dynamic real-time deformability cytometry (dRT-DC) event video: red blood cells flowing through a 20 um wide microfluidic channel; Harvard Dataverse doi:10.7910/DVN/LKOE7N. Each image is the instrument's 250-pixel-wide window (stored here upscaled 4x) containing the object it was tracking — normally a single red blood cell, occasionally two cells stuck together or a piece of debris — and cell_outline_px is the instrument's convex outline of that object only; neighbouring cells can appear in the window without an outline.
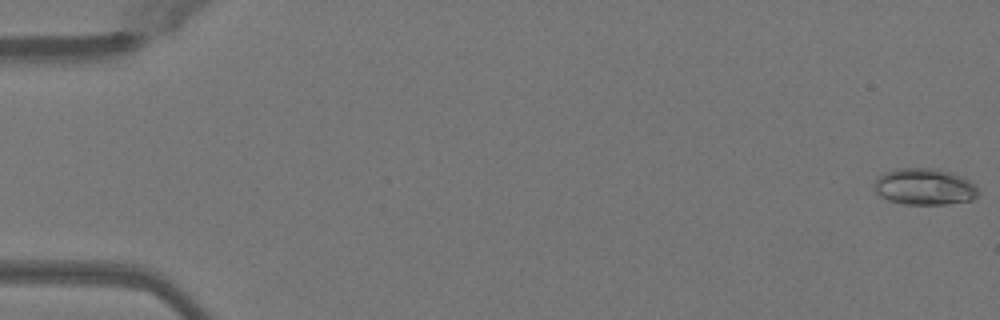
{"species": "Egyptian fruit bat (a non-hibernating species)", "species_latin": "Rousettus aegyptiacus", "temperature_condition": "warm", "stored_images_in_passage": 51, "camera_frame_rate_fps": 3000, "um_per_image_px": 0.085, "animal": {"sex": "female"}, "frame": {"image": 1, "passage_image": 1, "time_ms": 0.0, "image_size_px": [1000, 320], "cell_outline_px": [[976, 196], [972, 200], [948, 204], [904, 204], [888, 200], [880, 196], [876, 192], [876, 180], [880, 176], [896, 168], [936, 168], [960, 176], [976, 184]], "centroid_in_image_um": [78.59, 15.88], "position_along_channel_um": 6.4, "area_um2": 21.79}}
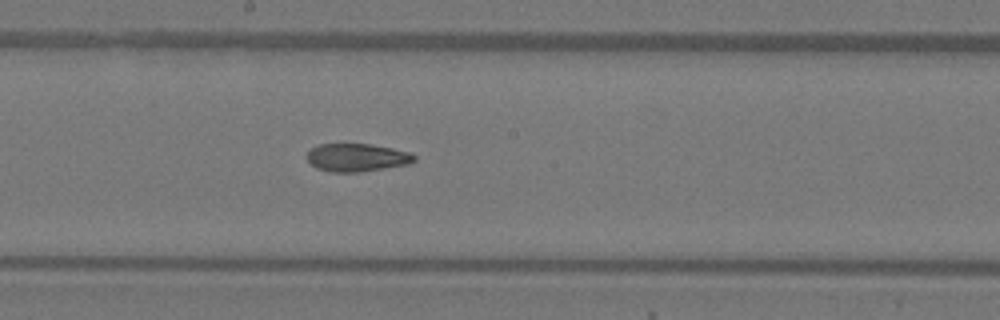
{"frame": {"image": 2, "passage_image": 28, "time_ms": 9.0, "image_size_px": [1000, 320], "cell_outline_px": [[416, 160], [408, 164], [360, 172], [332, 172], [316, 168], [304, 156], [312, 148], [320, 144], [372, 144], [412, 152], [416, 156]], "centroid_in_image_um": [30.35, 13.38], "position_along_channel_um": 217.9, "area_um2": 17.57}}
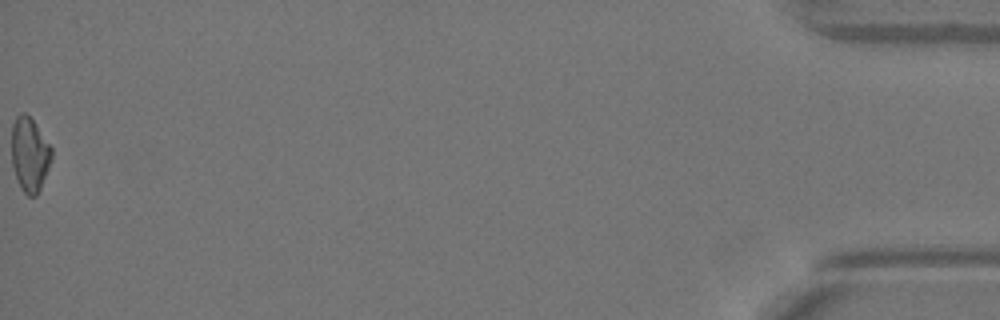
{"frame": {"image": 3, "passage_image": 51, "time_ms": 16.667, "image_size_px": [1000, 320], "cell_outline_px": [[52, 156], [48, 168], [40, 188], [36, 196], [28, 196], [20, 188], [12, 164], [12, 124], [16, 116], [20, 112], [24, 112], [32, 120], [52, 148]], "centroid_in_image_um": [2.51, 13.12], "position_along_channel_um": 432.7, "area_um2": 17.05}, "authors_computed_cell_mechanics": {"area_um2": 18.0914, "velocity_mm_per_s": 4.0906, "shape_relaxation_time_tau1_ms": 7.4475, "shape_relaxation_time_tau2_ms": 3.5704, "deformation_change_tau1": 0.2143, "deformation_change_tau2": 0.0957}}